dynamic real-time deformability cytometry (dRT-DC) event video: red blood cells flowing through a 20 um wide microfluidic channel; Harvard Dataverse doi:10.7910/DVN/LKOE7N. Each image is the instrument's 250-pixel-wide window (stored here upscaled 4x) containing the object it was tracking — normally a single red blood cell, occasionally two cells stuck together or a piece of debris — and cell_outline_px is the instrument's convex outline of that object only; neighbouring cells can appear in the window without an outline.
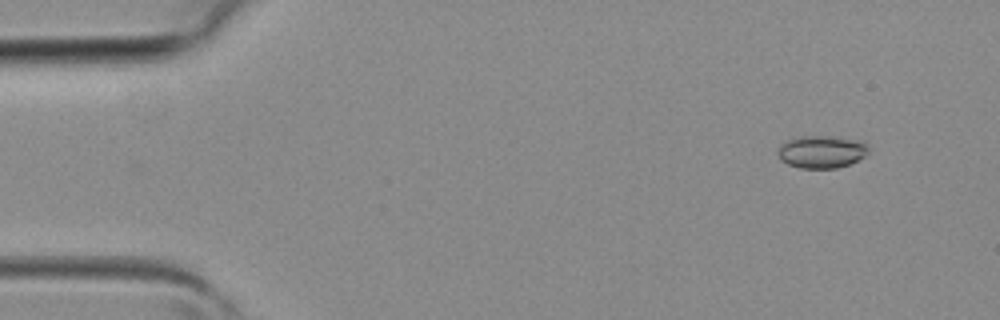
{"species": "common noctule bat (a hibernating species)", "species_latin": "Nyctalus noctula", "temperature_condition": "room temperature", "stored_images_in_passage": 1, "camera_frame_rate_fps": 3000, "um_per_image_px": 0.085, "animal": {"sex": "female", "body_mass_g": 19.3, "forearm_length_mm": 54.1}, "frame": {"image": 1, "passage_image": 1, "time_ms": 0.0, "image_size_px": [1000, 320], "cell_outline_px": [[868, 152], [864, 156], [848, 164], [836, 168], [800, 168], [788, 164], [780, 160], [780, 144], [784, 140], [804, 136], [832, 136], [856, 140], [868, 144]], "centroid_in_image_um": [69.82, 12.89], "position_along_channel_um": 15.2, "area_um2": 16.99}}